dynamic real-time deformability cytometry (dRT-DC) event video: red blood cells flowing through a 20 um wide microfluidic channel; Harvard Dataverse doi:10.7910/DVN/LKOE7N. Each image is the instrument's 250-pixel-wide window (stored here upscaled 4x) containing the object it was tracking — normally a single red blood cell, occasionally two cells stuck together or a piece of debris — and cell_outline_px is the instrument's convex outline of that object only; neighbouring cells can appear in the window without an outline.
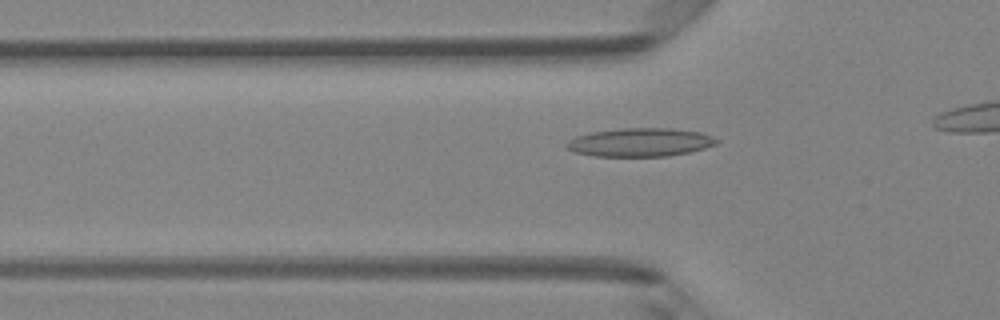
{"species": "Egyptian fruit bat (a non-hibernating species)", "species_latin": "Rousettus aegyptiacus", "temperature_condition": "room temperature", "stored_images_in_passage": 35, "camera_frame_rate_fps": 3000, "um_per_image_px": 0.085, "animal": {"sex": "female"}, "frame": {"image": 1, "passage_image": 11, "time_ms": 3.333, "image_size_px": [1000, 320], "cell_outline_px": [[720, 140], [716, 144], [704, 148], [688, 152], [668, 156], [592, 156], [572, 152], [564, 144], [568, 140], [576, 136], [592, 132], [620, 128], [672, 128], [700, 132], [712, 136]], "centroid_in_image_um": [54.39, 12.09], "position_along_channel_um": 71.4, "area_um2": 24.97}}
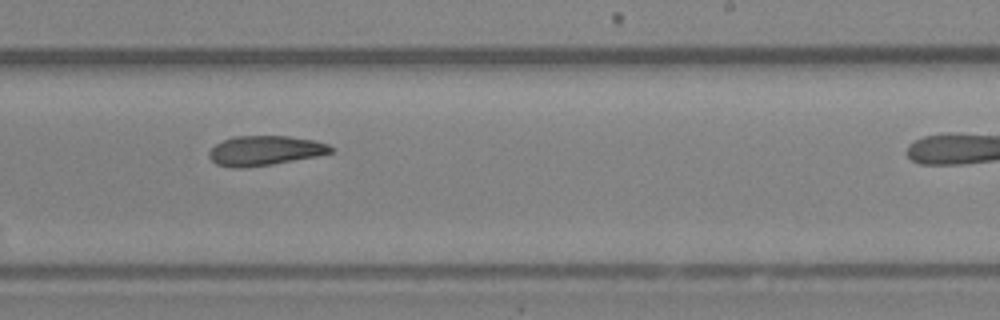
{"frame": {"image": 2, "passage_image": 25, "time_ms": 8.0, "image_size_px": [1000, 320], "cell_outline_px": [[332, 152], [316, 156], [272, 164], [244, 168], [232, 168], [216, 164], [208, 156], [208, 152], [216, 144], [232, 136], [288, 136], [316, 140], [328, 144], [332, 148]], "centroid_in_image_um": [22.49, 12.8], "position_along_channel_um": 266.5, "area_um2": 21.04}}
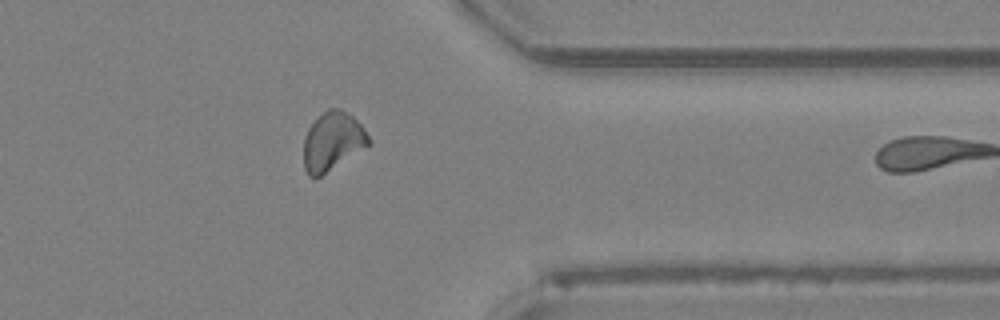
{"frame": {"image": 3, "passage_image": 34, "time_ms": 11.0, "image_size_px": [1000, 320], "cell_outline_px": [[372, 144], [320, 176], [308, 176], [304, 168], [304, 136], [308, 128], [328, 108], [340, 108], [352, 116], [360, 124], [372, 140]], "centroid_in_image_um": [28.28, 12.02], "position_along_channel_um": 383.1, "area_um2": 22.02}}